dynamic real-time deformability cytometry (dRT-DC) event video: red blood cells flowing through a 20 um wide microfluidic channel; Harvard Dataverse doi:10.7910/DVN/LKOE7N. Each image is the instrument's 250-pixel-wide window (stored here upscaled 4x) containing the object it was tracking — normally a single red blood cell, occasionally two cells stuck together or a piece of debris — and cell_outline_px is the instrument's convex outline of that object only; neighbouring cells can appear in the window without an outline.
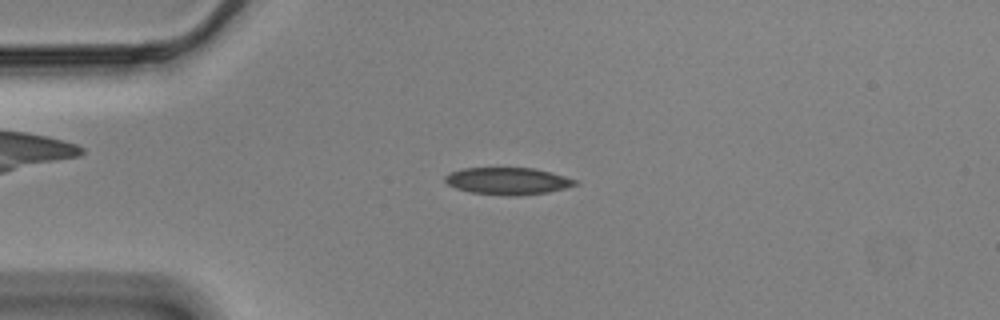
{"species": "Egyptian fruit bat (a non-hibernating species)", "species_latin": "Rousettus aegyptiacus", "temperature_condition": "cold", "stored_images_in_passage": 56, "camera_frame_rate_fps": 3000, "um_per_image_px": 0.085, "animal": {"sex": "male"}, "frame": {"image": 1, "passage_image": 13, "time_ms": 4.0, "image_size_px": [1000, 320], "cell_outline_px": [[576, 184], [564, 188], [548, 192], [516, 196], [512, 196], [472, 192], [456, 188], [448, 184], [444, 180], [444, 176], [448, 172], [464, 168], [532, 168], [552, 172], [576, 180]], "centroid_in_image_um": [43.12, 15.38], "position_along_channel_um": 41.9, "area_um2": 20.35}}
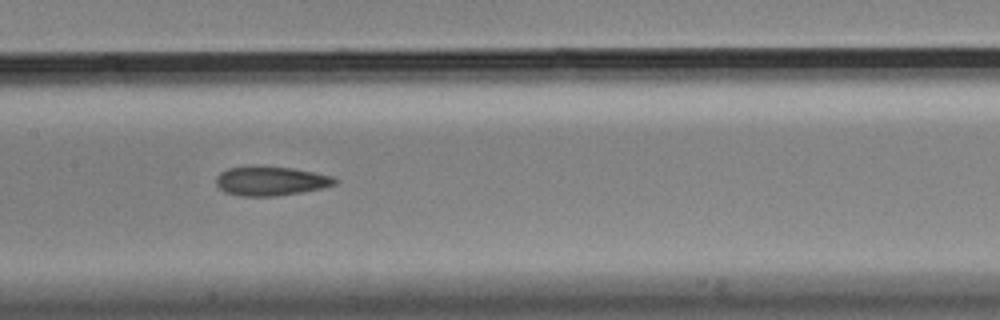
{"frame": {"image": 2, "passage_image": 27, "time_ms": 8.667, "image_size_px": [1000, 320], "cell_outline_px": [[340, 180], [336, 184], [320, 188], [300, 192], [276, 196], [240, 196], [224, 192], [216, 184], [216, 176], [220, 172], [228, 168], [292, 168], [332, 176]], "centroid_in_image_um": [23.02, 15.41], "position_along_channel_um": 184.4, "area_um2": 19.59}}
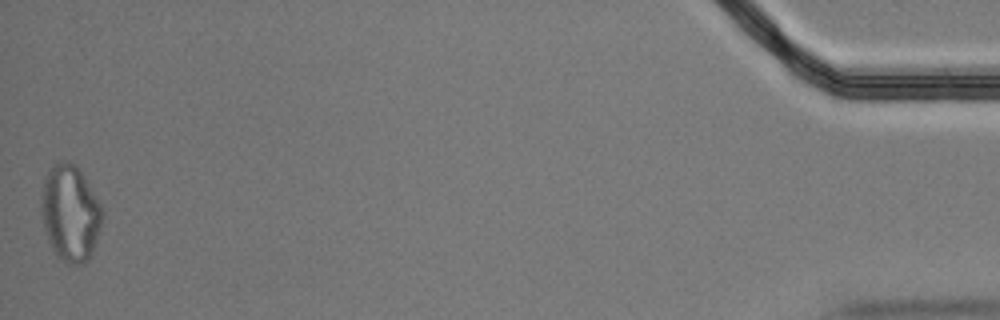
{"frame": {"image": 3, "passage_image": 56, "time_ms": 18.333, "image_size_px": [1000, 320], "cell_outline_px": [[104, 216], [92, 252], [84, 264], [68, 264], [60, 260], [56, 256], [48, 240], [40, 216], [40, 200], [44, 180], [52, 164], [64, 160], [68, 160], [84, 176], [100, 204], [104, 212]], "centroid_in_image_um": [5.95, 18.13], "position_along_channel_um": 429.3, "area_um2": 34.33}, "authors_computed_cell_mechanics": {"area_um2": 20.3745, "velocity_mm_per_s": 3.5054, "shape_relaxation_time_tau1_ms": null, "shape_relaxation_time_tau2_ms": 3.9062, "deformation_change_tau1": null, "deformation_change_tau2": 0.1225}}